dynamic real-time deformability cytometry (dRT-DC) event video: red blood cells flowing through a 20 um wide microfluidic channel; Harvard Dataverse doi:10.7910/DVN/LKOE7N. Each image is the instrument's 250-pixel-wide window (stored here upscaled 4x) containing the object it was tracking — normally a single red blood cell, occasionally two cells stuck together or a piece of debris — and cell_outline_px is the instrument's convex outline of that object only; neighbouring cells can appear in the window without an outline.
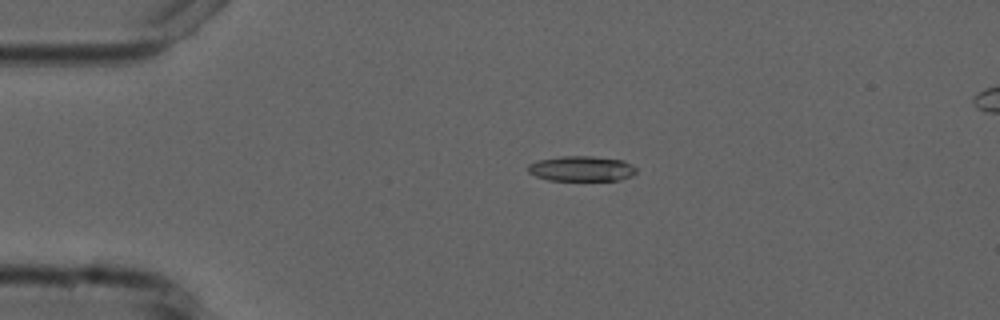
{"species": "common noctule bat (a hibernating species)", "species_latin": "Nyctalus noctula", "temperature_condition": "cold", "stored_images_in_passage": 4, "camera_frame_rate_fps": 3000, "um_per_image_px": 0.085, "animal": {"sex": "male", "forearm_length_mm": 52.5}, "frame": {"image": 1, "passage_image": 3, "time_ms": 2.0, "image_size_px": [1000, 320], "cell_outline_px": [[636, 172], [632, 176], [620, 180], [548, 180], [536, 176], [528, 172], [528, 164], [536, 160], [560, 156], [592, 156], [620, 160], [632, 164], [636, 168]], "centroid_in_image_um": [49.41, 14.33], "position_along_channel_um": 35.6, "area_um2": 15.95}}